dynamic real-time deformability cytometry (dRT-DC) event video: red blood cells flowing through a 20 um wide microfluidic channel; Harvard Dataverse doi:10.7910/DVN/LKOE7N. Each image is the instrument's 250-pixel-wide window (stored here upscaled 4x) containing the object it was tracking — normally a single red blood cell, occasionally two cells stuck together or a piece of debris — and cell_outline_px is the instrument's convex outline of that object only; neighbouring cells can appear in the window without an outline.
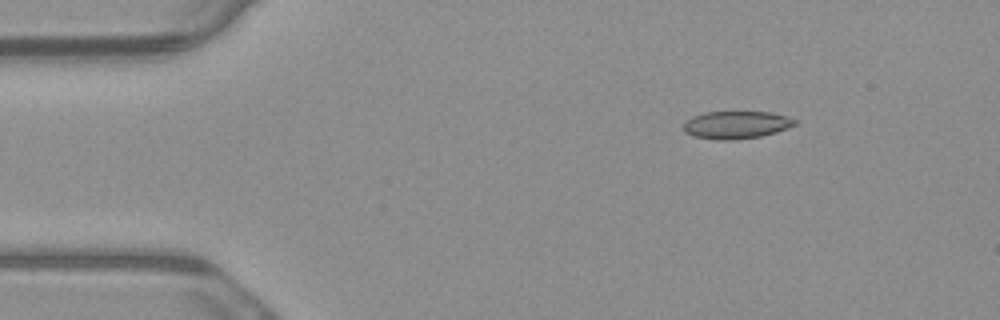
{"species": "common noctule bat (a hibernating species)", "species_latin": "Nyctalus noctula", "temperature_condition": "warm", "stored_images_in_passage": 3, "camera_frame_rate_fps": 3000, "um_per_image_px": 0.085, "animal": {"sex": "male", "body_mass_g": 23.1, "forearm_length_mm": 52.7}, "frame": {"image": 1, "passage_image": 1, "time_ms": 0.0, "image_size_px": [1000, 320], "cell_outline_px": [[796, 124], [776, 132], [760, 136], [732, 140], [716, 140], [692, 136], [684, 132], [684, 124], [692, 116], [704, 112], [768, 112], [788, 116], [796, 120]], "centroid_in_image_um": [62.56, 10.61], "position_along_channel_um": 22.4, "area_um2": 17.86}}
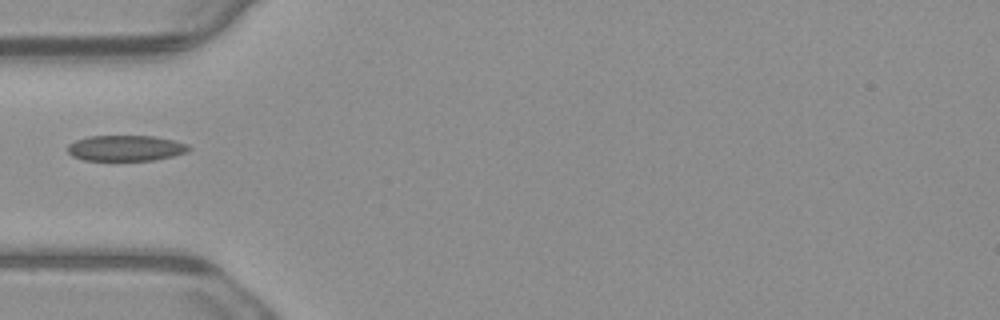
{"frame": {"image": 2, "passage_image": 3, "time_ms": 0.667, "image_size_px": [1000, 320], "cell_outline_px": [[192, 148], [188, 152], [172, 156], [152, 160], [84, 160], [72, 156], [68, 152], [68, 144], [76, 140], [88, 136], [152, 136], [172, 140], [188, 144]], "centroid_in_image_um": [10.69, 12.59], "position_along_channel_um": 74.3, "area_um2": 18.09}}